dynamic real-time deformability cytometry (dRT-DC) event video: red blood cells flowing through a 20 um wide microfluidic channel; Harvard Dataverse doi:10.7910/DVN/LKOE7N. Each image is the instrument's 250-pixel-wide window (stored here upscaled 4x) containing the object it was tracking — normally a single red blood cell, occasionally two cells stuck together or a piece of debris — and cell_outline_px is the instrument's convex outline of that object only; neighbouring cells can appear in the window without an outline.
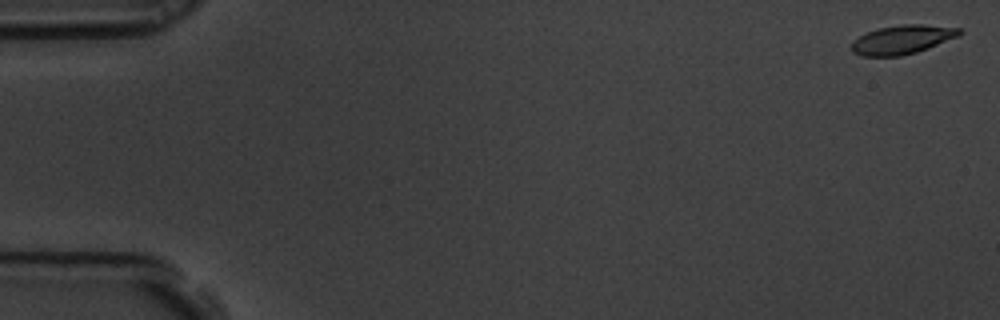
{"species": "common noctule bat (a hibernating species)", "species_latin": "Nyctalus noctula", "temperature_condition": "room temperature", "stored_images_in_passage": 14, "camera_frame_rate_fps": 3000, "um_per_image_px": 0.085, "animal": {"sex": "male", "body_mass_g": 19.5, "forearm_length_mm": 54.6}, "frame": {"image": 1, "passage_image": 2, "time_ms": 0.333, "image_size_px": [1000, 320], "cell_outline_px": [[964, 32], [960, 36], [928, 48], [916, 52], [900, 56], [860, 56], [852, 52], [852, 40], [868, 32], [880, 28], [900, 24], [924, 24], [960, 28]], "centroid_in_image_um": [76.72, 3.36], "position_along_channel_um": 8.3, "area_um2": 18.26}}